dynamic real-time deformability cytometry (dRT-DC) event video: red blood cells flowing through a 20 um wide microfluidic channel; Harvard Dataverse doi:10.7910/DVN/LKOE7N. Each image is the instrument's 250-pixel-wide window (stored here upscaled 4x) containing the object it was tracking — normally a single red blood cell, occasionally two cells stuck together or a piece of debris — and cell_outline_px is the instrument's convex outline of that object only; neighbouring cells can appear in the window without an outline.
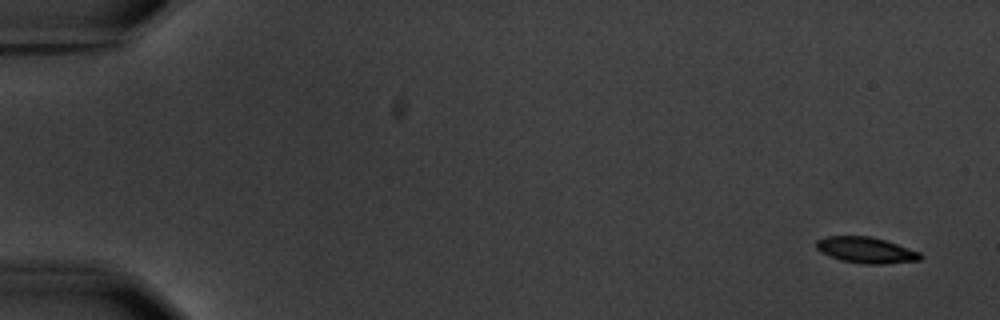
{"species": "common noctule bat (a hibernating species)", "species_latin": "Nyctalus noctula", "temperature_condition": "warm", "stored_images_in_passage": 9, "camera_frame_rate_fps": 3000, "um_per_image_px": 0.085, "animal": {"sex": "male", "body_mass_g": 20.1, "forearm_length_mm": 53.5}, "frame": {"image": 1, "passage_image": 1, "time_ms": 0.0, "image_size_px": [1000, 320], "cell_outline_px": [[924, 256], [920, 260], [884, 264], [864, 264], [840, 260], [828, 256], [820, 252], [816, 248], [816, 240], [828, 236], [868, 236], [884, 240], [920, 252]], "centroid_in_image_um": [73.59, 21.27], "position_along_channel_um": 11.4, "area_um2": 15.78}}
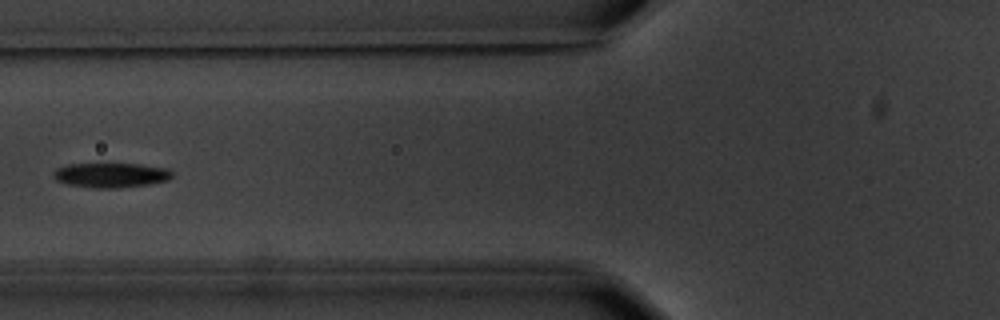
{"frame": {"image": 2, "passage_image": 7, "time_ms": 7.0, "image_size_px": [1000, 320], "cell_outline_px": [[172, 176], [168, 180], [148, 184], [120, 188], [92, 188], [68, 184], [56, 180], [52, 172], [56, 168], [68, 164], [140, 164], [168, 168], [172, 172]], "centroid_in_image_um": [9.42, 14.88], "position_along_channel_um": 116.4, "area_um2": 17.11}}